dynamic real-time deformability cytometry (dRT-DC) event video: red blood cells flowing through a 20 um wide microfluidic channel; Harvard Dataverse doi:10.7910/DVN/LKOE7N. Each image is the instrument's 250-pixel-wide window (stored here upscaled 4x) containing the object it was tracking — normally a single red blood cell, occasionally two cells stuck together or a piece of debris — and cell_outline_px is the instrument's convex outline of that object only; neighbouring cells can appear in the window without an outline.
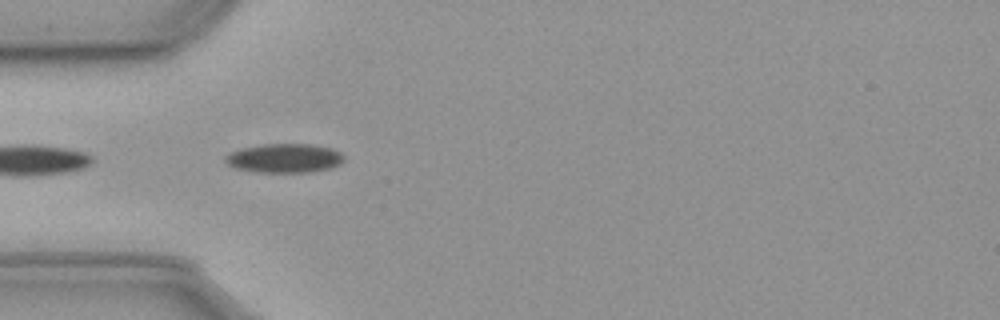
{"species": "common noctule bat (a hibernating species)", "species_latin": "Nyctalus noctula", "temperature_condition": "cold", "stored_images_in_passage": 4, "camera_frame_rate_fps": 3000, "um_per_image_px": 0.085, "animal": {"sex": "male", "body_mass_g": 23.1, "forearm_length_mm": 52.7}, "frame": {"image": 1, "passage_image": 2, "time_ms": 0.333, "image_size_px": [1000, 320], "cell_outline_px": [[344, 160], [340, 164], [332, 168], [312, 172], [260, 172], [236, 168], [228, 164], [224, 160], [224, 156], [232, 152], [244, 148], [264, 144], [312, 144], [332, 148], [340, 152], [344, 156]], "centroid_in_image_um": [24.23, 13.45], "position_along_channel_um": 60.8, "area_um2": 20.06}}